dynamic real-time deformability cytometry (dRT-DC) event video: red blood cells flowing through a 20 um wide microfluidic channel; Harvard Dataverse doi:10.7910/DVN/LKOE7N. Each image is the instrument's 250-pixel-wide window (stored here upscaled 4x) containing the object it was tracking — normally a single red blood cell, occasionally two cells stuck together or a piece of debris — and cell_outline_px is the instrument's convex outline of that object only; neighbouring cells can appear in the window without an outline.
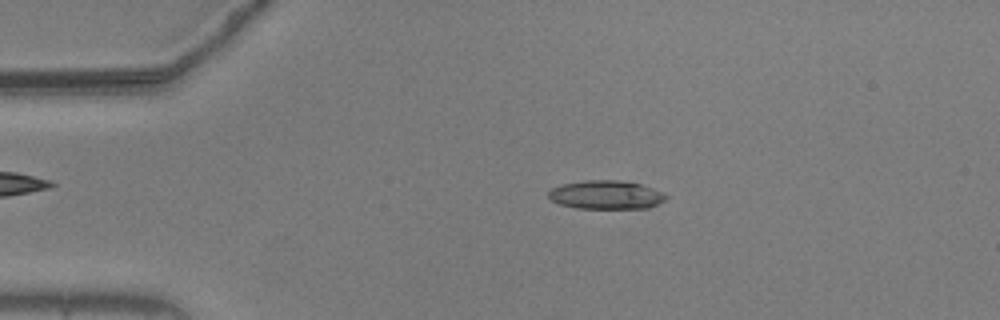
{"species": "common noctule bat (a hibernating species)", "species_latin": "Nyctalus noctula", "temperature_condition": "warm", "stored_images_in_passage": 31, "camera_frame_rate_fps": 3000, "um_per_image_px": 0.085, "animal": {"sex": "male", "body_mass_g": 20.5, "forearm_length_mm": 52.5}, "frame": {"image": 1, "passage_image": 11, "time_ms": 3.333, "image_size_px": [1000, 320], "cell_outline_px": [[668, 196], [664, 200], [648, 208], [576, 208], [560, 204], [552, 200], [548, 196], [548, 192], [552, 188], [564, 184], [584, 180], [616, 180], [640, 184], [664, 192]], "centroid_in_image_um": [51.52, 16.56], "position_along_channel_um": 33.5, "area_um2": 19.42}}
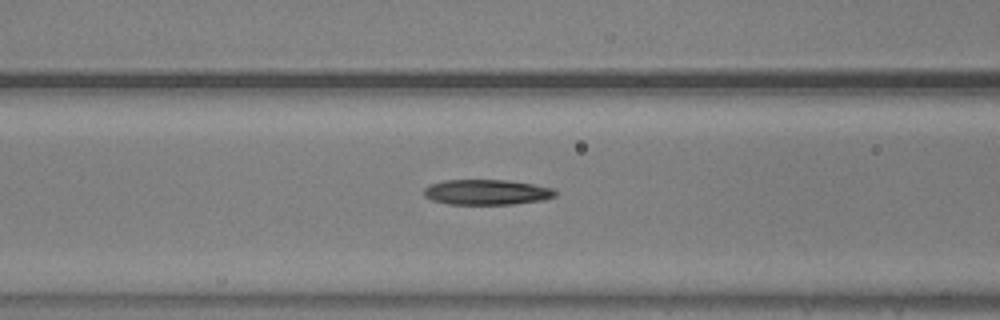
{"frame": {"image": 2, "passage_image": 22, "time_ms": 7.0, "image_size_px": [1000, 320], "cell_outline_px": [[556, 196], [544, 200], [512, 204], [448, 204], [432, 200], [424, 196], [424, 188], [428, 184], [444, 180], [508, 180], [556, 188]], "centroid_in_image_um": [41.38, 16.33], "position_along_channel_um": 125.2, "area_um2": 19.54}}
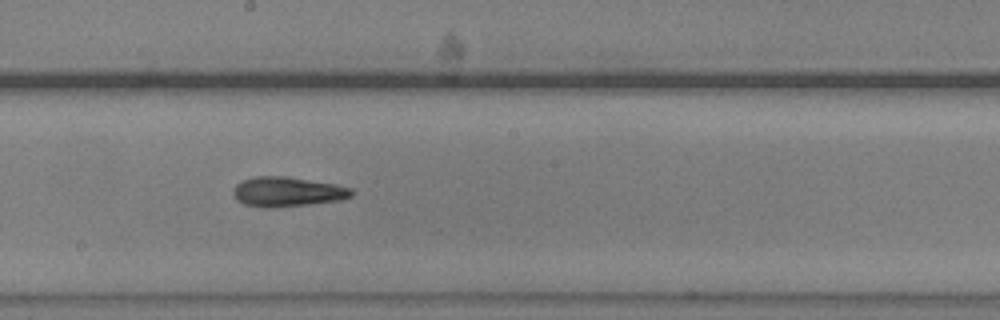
{"frame": {"image": 3, "passage_image": 30, "time_ms": 9.667, "image_size_px": [1000, 320], "cell_outline_px": [[352, 196], [340, 200], [308, 204], [272, 208], [264, 208], [244, 204], [236, 200], [232, 192], [236, 184], [240, 180], [252, 176], [284, 176], [336, 184], [352, 188]], "centroid_in_image_um": [24.37, 16.29], "position_along_channel_um": 223.8, "area_um2": 20.63}}